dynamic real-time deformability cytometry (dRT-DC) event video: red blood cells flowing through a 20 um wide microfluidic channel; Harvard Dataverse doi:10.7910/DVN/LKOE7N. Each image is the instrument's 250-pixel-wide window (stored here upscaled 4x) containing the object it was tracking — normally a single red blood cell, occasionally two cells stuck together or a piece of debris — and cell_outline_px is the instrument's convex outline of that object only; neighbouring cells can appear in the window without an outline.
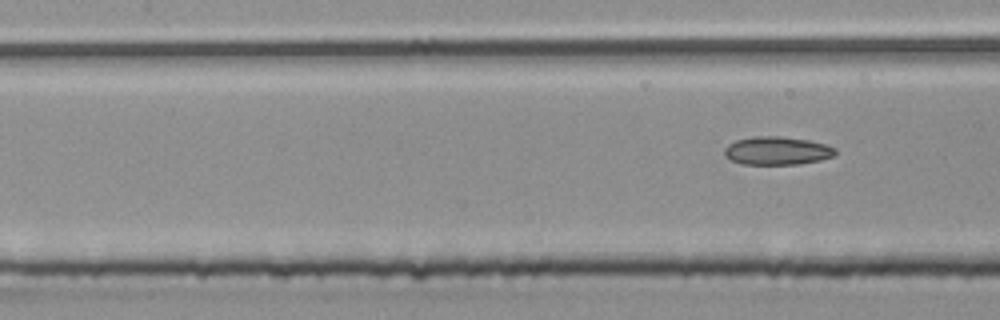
{"species": "common noctule bat (a hibernating species)", "species_latin": "Nyctalus noctula", "temperature_condition": "room temperature", "stored_images_in_passage": 7, "segment_of_instrument_passage": [2, 2], "camera_frame_rate_fps": 3000, "um_per_image_px": 0.085, "animal": {"sex": "male", "body_mass_g": 20.4}, "frame": {"image": 1, "passage_image": 7, "time_ms": 2.0, "image_size_px": [1000, 320], "cell_outline_px": [[836, 156], [820, 160], [800, 164], [744, 164], [732, 160], [724, 156], [724, 148], [728, 144], [736, 140], [756, 136], [780, 136], [808, 140], [824, 144], [836, 148]], "centroid_in_image_um": [66.06, 12.81], "position_along_channel_um": 141.3, "area_um2": 18.26}}